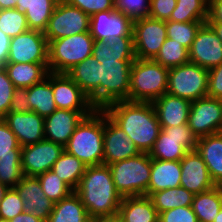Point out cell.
<instances>
[{
	"label": "cell",
	"mask_w": 222,
	"mask_h": 222,
	"mask_svg": "<svg viewBox=\"0 0 222 222\" xmlns=\"http://www.w3.org/2000/svg\"><path fill=\"white\" fill-rule=\"evenodd\" d=\"M141 153H149L162 128L151 102L116 101L103 109Z\"/></svg>",
	"instance_id": "1"
},
{
	"label": "cell",
	"mask_w": 222,
	"mask_h": 222,
	"mask_svg": "<svg viewBox=\"0 0 222 222\" xmlns=\"http://www.w3.org/2000/svg\"><path fill=\"white\" fill-rule=\"evenodd\" d=\"M91 219L118 215L122 196L115 188L108 165L88 166L74 191Z\"/></svg>",
	"instance_id": "2"
},
{
	"label": "cell",
	"mask_w": 222,
	"mask_h": 222,
	"mask_svg": "<svg viewBox=\"0 0 222 222\" xmlns=\"http://www.w3.org/2000/svg\"><path fill=\"white\" fill-rule=\"evenodd\" d=\"M104 110L95 109L78 124L64 150L76 156L86 167L103 164Z\"/></svg>",
	"instance_id": "3"
},
{
	"label": "cell",
	"mask_w": 222,
	"mask_h": 222,
	"mask_svg": "<svg viewBox=\"0 0 222 222\" xmlns=\"http://www.w3.org/2000/svg\"><path fill=\"white\" fill-rule=\"evenodd\" d=\"M169 69L153 59L136 58L130 71L128 101L153 102L167 92Z\"/></svg>",
	"instance_id": "4"
},
{
	"label": "cell",
	"mask_w": 222,
	"mask_h": 222,
	"mask_svg": "<svg viewBox=\"0 0 222 222\" xmlns=\"http://www.w3.org/2000/svg\"><path fill=\"white\" fill-rule=\"evenodd\" d=\"M108 166L115 188L122 198L146 196L151 175V157L148 153H140Z\"/></svg>",
	"instance_id": "5"
},
{
	"label": "cell",
	"mask_w": 222,
	"mask_h": 222,
	"mask_svg": "<svg viewBox=\"0 0 222 222\" xmlns=\"http://www.w3.org/2000/svg\"><path fill=\"white\" fill-rule=\"evenodd\" d=\"M94 38L90 32L74 34L48 42V71L66 73L92 56Z\"/></svg>",
	"instance_id": "6"
},
{
	"label": "cell",
	"mask_w": 222,
	"mask_h": 222,
	"mask_svg": "<svg viewBox=\"0 0 222 222\" xmlns=\"http://www.w3.org/2000/svg\"><path fill=\"white\" fill-rule=\"evenodd\" d=\"M208 81L207 69L188 62L169 69L166 93L193 102L207 96Z\"/></svg>",
	"instance_id": "7"
},
{
	"label": "cell",
	"mask_w": 222,
	"mask_h": 222,
	"mask_svg": "<svg viewBox=\"0 0 222 222\" xmlns=\"http://www.w3.org/2000/svg\"><path fill=\"white\" fill-rule=\"evenodd\" d=\"M134 60L99 61L100 109L116 102L128 100L130 71Z\"/></svg>",
	"instance_id": "8"
},
{
	"label": "cell",
	"mask_w": 222,
	"mask_h": 222,
	"mask_svg": "<svg viewBox=\"0 0 222 222\" xmlns=\"http://www.w3.org/2000/svg\"><path fill=\"white\" fill-rule=\"evenodd\" d=\"M197 138L187 124L162 128L151 151V159L181 161L196 149Z\"/></svg>",
	"instance_id": "9"
},
{
	"label": "cell",
	"mask_w": 222,
	"mask_h": 222,
	"mask_svg": "<svg viewBox=\"0 0 222 222\" xmlns=\"http://www.w3.org/2000/svg\"><path fill=\"white\" fill-rule=\"evenodd\" d=\"M90 16L60 0L49 19L44 35L47 42L74 34L89 32Z\"/></svg>",
	"instance_id": "10"
},
{
	"label": "cell",
	"mask_w": 222,
	"mask_h": 222,
	"mask_svg": "<svg viewBox=\"0 0 222 222\" xmlns=\"http://www.w3.org/2000/svg\"><path fill=\"white\" fill-rule=\"evenodd\" d=\"M135 57L154 59L167 38L166 21L151 17L133 21Z\"/></svg>",
	"instance_id": "11"
},
{
	"label": "cell",
	"mask_w": 222,
	"mask_h": 222,
	"mask_svg": "<svg viewBox=\"0 0 222 222\" xmlns=\"http://www.w3.org/2000/svg\"><path fill=\"white\" fill-rule=\"evenodd\" d=\"M188 126L197 139L222 132V100L206 96L191 102Z\"/></svg>",
	"instance_id": "12"
},
{
	"label": "cell",
	"mask_w": 222,
	"mask_h": 222,
	"mask_svg": "<svg viewBox=\"0 0 222 222\" xmlns=\"http://www.w3.org/2000/svg\"><path fill=\"white\" fill-rule=\"evenodd\" d=\"M6 63H48V42L44 33L28 30L10 38Z\"/></svg>",
	"instance_id": "13"
},
{
	"label": "cell",
	"mask_w": 222,
	"mask_h": 222,
	"mask_svg": "<svg viewBox=\"0 0 222 222\" xmlns=\"http://www.w3.org/2000/svg\"><path fill=\"white\" fill-rule=\"evenodd\" d=\"M64 151V146L49 140L23 146L21 149V169L24 176H34L51 170Z\"/></svg>",
	"instance_id": "14"
},
{
	"label": "cell",
	"mask_w": 222,
	"mask_h": 222,
	"mask_svg": "<svg viewBox=\"0 0 222 222\" xmlns=\"http://www.w3.org/2000/svg\"><path fill=\"white\" fill-rule=\"evenodd\" d=\"M189 60L207 70L222 63V41L208 22L198 29L189 49Z\"/></svg>",
	"instance_id": "15"
},
{
	"label": "cell",
	"mask_w": 222,
	"mask_h": 222,
	"mask_svg": "<svg viewBox=\"0 0 222 222\" xmlns=\"http://www.w3.org/2000/svg\"><path fill=\"white\" fill-rule=\"evenodd\" d=\"M104 157L103 164L114 162L139 155L138 150L128 135L104 111Z\"/></svg>",
	"instance_id": "16"
},
{
	"label": "cell",
	"mask_w": 222,
	"mask_h": 222,
	"mask_svg": "<svg viewBox=\"0 0 222 222\" xmlns=\"http://www.w3.org/2000/svg\"><path fill=\"white\" fill-rule=\"evenodd\" d=\"M53 98L57 109L72 111H94L89 97L66 74L52 72Z\"/></svg>",
	"instance_id": "17"
},
{
	"label": "cell",
	"mask_w": 222,
	"mask_h": 222,
	"mask_svg": "<svg viewBox=\"0 0 222 222\" xmlns=\"http://www.w3.org/2000/svg\"><path fill=\"white\" fill-rule=\"evenodd\" d=\"M133 21L115 10L101 11L90 16L89 32L96 40H113L133 36Z\"/></svg>",
	"instance_id": "18"
},
{
	"label": "cell",
	"mask_w": 222,
	"mask_h": 222,
	"mask_svg": "<svg viewBox=\"0 0 222 222\" xmlns=\"http://www.w3.org/2000/svg\"><path fill=\"white\" fill-rule=\"evenodd\" d=\"M2 119L16 135L20 147L45 139L44 118L35 112H8Z\"/></svg>",
	"instance_id": "19"
},
{
	"label": "cell",
	"mask_w": 222,
	"mask_h": 222,
	"mask_svg": "<svg viewBox=\"0 0 222 222\" xmlns=\"http://www.w3.org/2000/svg\"><path fill=\"white\" fill-rule=\"evenodd\" d=\"M92 112L56 109L54 113L44 118L45 139L65 146L78 124Z\"/></svg>",
	"instance_id": "20"
},
{
	"label": "cell",
	"mask_w": 222,
	"mask_h": 222,
	"mask_svg": "<svg viewBox=\"0 0 222 222\" xmlns=\"http://www.w3.org/2000/svg\"><path fill=\"white\" fill-rule=\"evenodd\" d=\"M180 166L182 171L180 186L193 194L208 191L216 186L203 158L196 150L188 152L180 161Z\"/></svg>",
	"instance_id": "21"
},
{
	"label": "cell",
	"mask_w": 222,
	"mask_h": 222,
	"mask_svg": "<svg viewBox=\"0 0 222 222\" xmlns=\"http://www.w3.org/2000/svg\"><path fill=\"white\" fill-rule=\"evenodd\" d=\"M14 189L24 200L25 212L47 222L55 203L46 197L38 178L23 176Z\"/></svg>",
	"instance_id": "22"
},
{
	"label": "cell",
	"mask_w": 222,
	"mask_h": 222,
	"mask_svg": "<svg viewBox=\"0 0 222 222\" xmlns=\"http://www.w3.org/2000/svg\"><path fill=\"white\" fill-rule=\"evenodd\" d=\"M100 64L94 56H90L66 72L96 109H100Z\"/></svg>",
	"instance_id": "23"
},
{
	"label": "cell",
	"mask_w": 222,
	"mask_h": 222,
	"mask_svg": "<svg viewBox=\"0 0 222 222\" xmlns=\"http://www.w3.org/2000/svg\"><path fill=\"white\" fill-rule=\"evenodd\" d=\"M161 128L176 127L188 123L191 102L189 100L163 94L152 102Z\"/></svg>",
	"instance_id": "24"
},
{
	"label": "cell",
	"mask_w": 222,
	"mask_h": 222,
	"mask_svg": "<svg viewBox=\"0 0 222 222\" xmlns=\"http://www.w3.org/2000/svg\"><path fill=\"white\" fill-rule=\"evenodd\" d=\"M195 150L203 158L215 185L222 186V132L198 138Z\"/></svg>",
	"instance_id": "25"
},
{
	"label": "cell",
	"mask_w": 222,
	"mask_h": 222,
	"mask_svg": "<svg viewBox=\"0 0 222 222\" xmlns=\"http://www.w3.org/2000/svg\"><path fill=\"white\" fill-rule=\"evenodd\" d=\"M181 174L180 161L151 159V175L146 196L168 188L179 187Z\"/></svg>",
	"instance_id": "26"
},
{
	"label": "cell",
	"mask_w": 222,
	"mask_h": 222,
	"mask_svg": "<svg viewBox=\"0 0 222 222\" xmlns=\"http://www.w3.org/2000/svg\"><path fill=\"white\" fill-rule=\"evenodd\" d=\"M117 217L123 222H158L159 214L149 196L122 198Z\"/></svg>",
	"instance_id": "27"
},
{
	"label": "cell",
	"mask_w": 222,
	"mask_h": 222,
	"mask_svg": "<svg viewBox=\"0 0 222 222\" xmlns=\"http://www.w3.org/2000/svg\"><path fill=\"white\" fill-rule=\"evenodd\" d=\"M92 56L98 61L135 60L133 36H121L108 41L94 39Z\"/></svg>",
	"instance_id": "28"
},
{
	"label": "cell",
	"mask_w": 222,
	"mask_h": 222,
	"mask_svg": "<svg viewBox=\"0 0 222 222\" xmlns=\"http://www.w3.org/2000/svg\"><path fill=\"white\" fill-rule=\"evenodd\" d=\"M9 79L16 88H28L41 82L48 74V63H5Z\"/></svg>",
	"instance_id": "29"
},
{
	"label": "cell",
	"mask_w": 222,
	"mask_h": 222,
	"mask_svg": "<svg viewBox=\"0 0 222 222\" xmlns=\"http://www.w3.org/2000/svg\"><path fill=\"white\" fill-rule=\"evenodd\" d=\"M28 100L32 112L46 118L57 109L52 89V72L41 82L28 87Z\"/></svg>",
	"instance_id": "30"
},
{
	"label": "cell",
	"mask_w": 222,
	"mask_h": 222,
	"mask_svg": "<svg viewBox=\"0 0 222 222\" xmlns=\"http://www.w3.org/2000/svg\"><path fill=\"white\" fill-rule=\"evenodd\" d=\"M91 218L80 200L79 196L72 192L66 198L54 204V208L47 222H90Z\"/></svg>",
	"instance_id": "31"
},
{
	"label": "cell",
	"mask_w": 222,
	"mask_h": 222,
	"mask_svg": "<svg viewBox=\"0 0 222 222\" xmlns=\"http://www.w3.org/2000/svg\"><path fill=\"white\" fill-rule=\"evenodd\" d=\"M191 207L198 222H213L222 208V186L194 194Z\"/></svg>",
	"instance_id": "32"
},
{
	"label": "cell",
	"mask_w": 222,
	"mask_h": 222,
	"mask_svg": "<svg viewBox=\"0 0 222 222\" xmlns=\"http://www.w3.org/2000/svg\"><path fill=\"white\" fill-rule=\"evenodd\" d=\"M85 169L86 166L81 160L64 150L52 166L51 171L75 191L84 175Z\"/></svg>",
	"instance_id": "33"
},
{
	"label": "cell",
	"mask_w": 222,
	"mask_h": 222,
	"mask_svg": "<svg viewBox=\"0 0 222 222\" xmlns=\"http://www.w3.org/2000/svg\"><path fill=\"white\" fill-rule=\"evenodd\" d=\"M158 214L177 207L191 206L194 194L182 186L154 192L149 196Z\"/></svg>",
	"instance_id": "34"
},
{
	"label": "cell",
	"mask_w": 222,
	"mask_h": 222,
	"mask_svg": "<svg viewBox=\"0 0 222 222\" xmlns=\"http://www.w3.org/2000/svg\"><path fill=\"white\" fill-rule=\"evenodd\" d=\"M209 0H177L169 21L207 22Z\"/></svg>",
	"instance_id": "35"
},
{
	"label": "cell",
	"mask_w": 222,
	"mask_h": 222,
	"mask_svg": "<svg viewBox=\"0 0 222 222\" xmlns=\"http://www.w3.org/2000/svg\"><path fill=\"white\" fill-rule=\"evenodd\" d=\"M60 0H34L25 10L29 30L45 32L58 2Z\"/></svg>",
	"instance_id": "36"
},
{
	"label": "cell",
	"mask_w": 222,
	"mask_h": 222,
	"mask_svg": "<svg viewBox=\"0 0 222 222\" xmlns=\"http://www.w3.org/2000/svg\"><path fill=\"white\" fill-rule=\"evenodd\" d=\"M153 60L168 69L177 67L190 62L189 49L167 37Z\"/></svg>",
	"instance_id": "37"
},
{
	"label": "cell",
	"mask_w": 222,
	"mask_h": 222,
	"mask_svg": "<svg viewBox=\"0 0 222 222\" xmlns=\"http://www.w3.org/2000/svg\"><path fill=\"white\" fill-rule=\"evenodd\" d=\"M206 22H177L166 20L167 37L190 49L200 26Z\"/></svg>",
	"instance_id": "38"
},
{
	"label": "cell",
	"mask_w": 222,
	"mask_h": 222,
	"mask_svg": "<svg viewBox=\"0 0 222 222\" xmlns=\"http://www.w3.org/2000/svg\"><path fill=\"white\" fill-rule=\"evenodd\" d=\"M46 197L54 203L74 192L58 175L51 170L36 176Z\"/></svg>",
	"instance_id": "39"
},
{
	"label": "cell",
	"mask_w": 222,
	"mask_h": 222,
	"mask_svg": "<svg viewBox=\"0 0 222 222\" xmlns=\"http://www.w3.org/2000/svg\"><path fill=\"white\" fill-rule=\"evenodd\" d=\"M0 30L10 38L29 30L26 16L19 9L0 10Z\"/></svg>",
	"instance_id": "40"
},
{
	"label": "cell",
	"mask_w": 222,
	"mask_h": 222,
	"mask_svg": "<svg viewBox=\"0 0 222 222\" xmlns=\"http://www.w3.org/2000/svg\"><path fill=\"white\" fill-rule=\"evenodd\" d=\"M150 4L151 0H114V10L136 21L149 17Z\"/></svg>",
	"instance_id": "41"
},
{
	"label": "cell",
	"mask_w": 222,
	"mask_h": 222,
	"mask_svg": "<svg viewBox=\"0 0 222 222\" xmlns=\"http://www.w3.org/2000/svg\"><path fill=\"white\" fill-rule=\"evenodd\" d=\"M21 149L16 135L3 119H0V159L21 158Z\"/></svg>",
	"instance_id": "42"
},
{
	"label": "cell",
	"mask_w": 222,
	"mask_h": 222,
	"mask_svg": "<svg viewBox=\"0 0 222 222\" xmlns=\"http://www.w3.org/2000/svg\"><path fill=\"white\" fill-rule=\"evenodd\" d=\"M21 158L0 159V182L14 188L23 177Z\"/></svg>",
	"instance_id": "43"
},
{
	"label": "cell",
	"mask_w": 222,
	"mask_h": 222,
	"mask_svg": "<svg viewBox=\"0 0 222 222\" xmlns=\"http://www.w3.org/2000/svg\"><path fill=\"white\" fill-rule=\"evenodd\" d=\"M23 212L24 200L14 188H9L0 202V218L11 220Z\"/></svg>",
	"instance_id": "44"
},
{
	"label": "cell",
	"mask_w": 222,
	"mask_h": 222,
	"mask_svg": "<svg viewBox=\"0 0 222 222\" xmlns=\"http://www.w3.org/2000/svg\"><path fill=\"white\" fill-rule=\"evenodd\" d=\"M16 87L8 77L3 66H0V119L8 112L12 101L13 92Z\"/></svg>",
	"instance_id": "45"
},
{
	"label": "cell",
	"mask_w": 222,
	"mask_h": 222,
	"mask_svg": "<svg viewBox=\"0 0 222 222\" xmlns=\"http://www.w3.org/2000/svg\"><path fill=\"white\" fill-rule=\"evenodd\" d=\"M69 5L79 8L87 15L101 11L114 10V0H64Z\"/></svg>",
	"instance_id": "46"
},
{
	"label": "cell",
	"mask_w": 222,
	"mask_h": 222,
	"mask_svg": "<svg viewBox=\"0 0 222 222\" xmlns=\"http://www.w3.org/2000/svg\"><path fill=\"white\" fill-rule=\"evenodd\" d=\"M158 222H198V220L191 206H180L160 213Z\"/></svg>",
	"instance_id": "47"
},
{
	"label": "cell",
	"mask_w": 222,
	"mask_h": 222,
	"mask_svg": "<svg viewBox=\"0 0 222 222\" xmlns=\"http://www.w3.org/2000/svg\"><path fill=\"white\" fill-rule=\"evenodd\" d=\"M177 0H151L149 17L168 20L176 7Z\"/></svg>",
	"instance_id": "48"
},
{
	"label": "cell",
	"mask_w": 222,
	"mask_h": 222,
	"mask_svg": "<svg viewBox=\"0 0 222 222\" xmlns=\"http://www.w3.org/2000/svg\"><path fill=\"white\" fill-rule=\"evenodd\" d=\"M207 96L222 100V63L210 70Z\"/></svg>",
	"instance_id": "49"
},
{
	"label": "cell",
	"mask_w": 222,
	"mask_h": 222,
	"mask_svg": "<svg viewBox=\"0 0 222 222\" xmlns=\"http://www.w3.org/2000/svg\"><path fill=\"white\" fill-rule=\"evenodd\" d=\"M9 112L29 113L31 108L28 100V88H16L13 92Z\"/></svg>",
	"instance_id": "50"
},
{
	"label": "cell",
	"mask_w": 222,
	"mask_h": 222,
	"mask_svg": "<svg viewBox=\"0 0 222 222\" xmlns=\"http://www.w3.org/2000/svg\"><path fill=\"white\" fill-rule=\"evenodd\" d=\"M207 22H222V0H209Z\"/></svg>",
	"instance_id": "51"
},
{
	"label": "cell",
	"mask_w": 222,
	"mask_h": 222,
	"mask_svg": "<svg viewBox=\"0 0 222 222\" xmlns=\"http://www.w3.org/2000/svg\"><path fill=\"white\" fill-rule=\"evenodd\" d=\"M10 37L0 30V66L7 62L9 53Z\"/></svg>",
	"instance_id": "52"
},
{
	"label": "cell",
	"mask_w": 222,
	"mask_h": 222,
	"mask_svg": "<svg viewBox=\"0 0 222 222\" xmlns=\"http://www.w3.org/2000/svg\"><path fill=\"white\" fill-rule=\"evenodd\" d=\"M10 222H44V221L40 220L39 218H36L32 213L23 212L15 216L13 219H11Z\"/></svg>",
	"instance_id": "53"
},
{
	"label": "cell",
	"mask_w": 222,
	"mask_h": 222,
	"mask_svg": "<svg viewBox=\"0 0 222 222\" xmlns=\"http://www.w3.org/2000/svg\"><path fill=\"white\" fill-rule=\"evenodd\" d=\"M17 0H0V10L16 8Z\"/></svg>",
	"instance_id": "54"
},
{
	"label": "cell",
	"mask_w": 222,
	"mask_h": 222,
	"mask_svg": "<svg viewBox=\"0 0 222 222\" xmlns=\"http://www.w3.org/2000/svg\"><path fill=\"white\" fill-rule=\"evenodd\" d=\"M34 0H17L16 9H19L21 12H25L27 7L31 5Z\"/></svg>",
	"instance_id": "55"
},
{
	"label": "cell",
	"mask_w": 222,
	"mask_h": 222,
	"mask_svg": "<svg viewBox=\"0 0 222 222\" xmlns=\"http://www.w3.org/2000/svg\"><path fill=\"white\" fill-rule=\"evenodd\" d=\"M222 41V22H208Z\"/></svg>",
	"instance_id": "56"
},
{
	"label": "cell",
	"mask_w": 222,
	"mask_h": 222,
	"mask_svg": "<svg viewBox=\"0 0 222 222\" xmlns=\"http://www.w3.org/2000/svg\"><path fill=\"white\" fill-rule=\"evenodd\" d=\"M8 189H9V187H7L6 185H4L0 182V202L4 198V195H5V193L7 192Z\"/></svg>",
	"instance_id": "57"
},
{
	"label": "cell",
	"mask_w": 222,
	"mask_h": 222,
	"mask_svg": "<svg viewBox=\"0 0 222 222\" xmlns=\"http://www.w3.org/2000/svg\"><path fill=\"white\" fill-rule=\"evenodd\" d=\"M90 222H115V217L103 219H91Z\"/></svg>",
	"instance_id": "58"
},
{
	"label": "cell",
	"mask_w": 222,
	"mask_h": 222,
	"mask_svg": "<svg viewBox=\"0 0 222 222\" xmlns=\"http://www.w3.org/2000/svg\"><path fill=\"white\" fill-rule=\"evenodd\" d=\"M213 222H222V208L219 210L217 216L214 218Z\"/></svg>",
	"instance_id": "59"
},
{
	"label": "cell",
	"mask_w": 222,
	"mask_h": 222,
	"mask_svg": "<svg viewBox=\"0 0 222 222\" xmlns=\"http://www.w3.org/2000/svg\"><path fill=\"white\" fill-rule=\"evenodd\" d=\"M0 222H10V220H8V219H3V218H0Z\"/></svg>",
	"instance_id": "60"
},
{
	"label": "cell",
	"mask_w": 222,
	"mask_h": 222,
	"mask_svg": "<svg viewBox=\"0 0 222 222\" xmlns=\"http://www.w3.org/2000/svg\"><path fill=\"white\" fill-rule=\"evenodd\" d=\"M115 222H123V221L116 216L115 217Z\"/></svg>",
	"instance_id": "61"
}]
</instances>
